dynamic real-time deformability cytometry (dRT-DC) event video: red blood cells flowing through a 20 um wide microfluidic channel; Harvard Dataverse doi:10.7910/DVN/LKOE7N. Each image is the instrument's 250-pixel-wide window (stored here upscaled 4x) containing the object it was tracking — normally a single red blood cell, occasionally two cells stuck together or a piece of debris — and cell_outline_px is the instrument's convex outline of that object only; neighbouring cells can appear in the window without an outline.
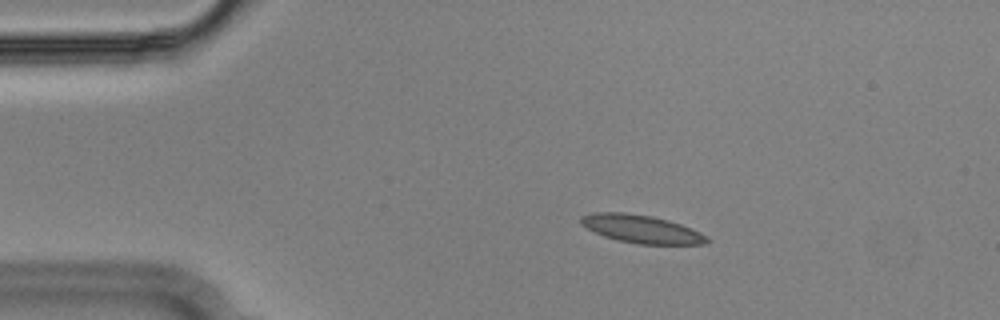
{"species": "Egyptian fruit bat (a non-hibernating species)", "species_latin": "Rousettus aegyptiacus", "temperature_condition": "cold", "stored_images_in_passage": 55, "camera_frame_rate_fps": 3000, "um_per_image_px": 0.085, "animal": {"sex": "male"}, "frame": {"image": 1, "passage_image": 10, "time_ms": 3.0, "image_size_px": [1000, 320], "cell_outline_px": [[712, 240], [708, 244], [636, 244], [616, 240], [604, 236], [580, 224], [580, 216], [592, 212], [624, 212], [652, 216], [668, 220], [692, 228], [708, 236]], "centroid_in_image_um": [54.55, 19.47], "position_along_channel_um": 30.5, "area_um2": 20.81}}
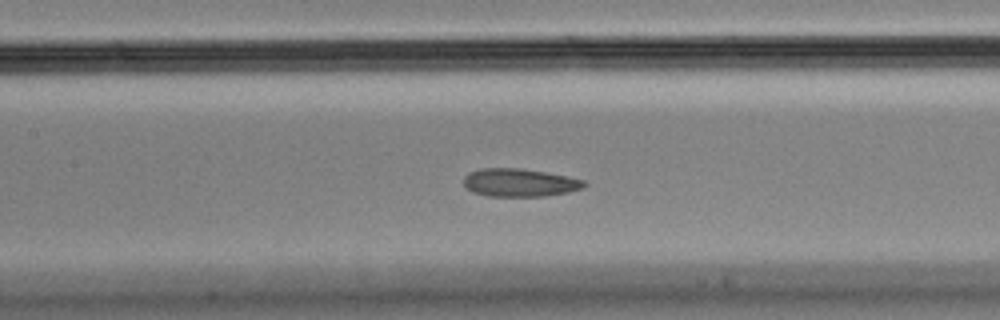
{"frame": {"image": 2, "passage_image": 25, "time_ms": 8.0, "image_size_px": [1000, 320], "cell_outline_px": [[588, 184], [584, 188], [568, 192], [544, 196], [488, 196], [472, 192], [464, 184], [464, 176], [468, 172], [480, 168], [520, 168], [568, 176], [584, 180]], "centroid_in_image_um": [44.17, 15.52], "position_along_channel_um": 163.2, "area_um2": 19.77}}
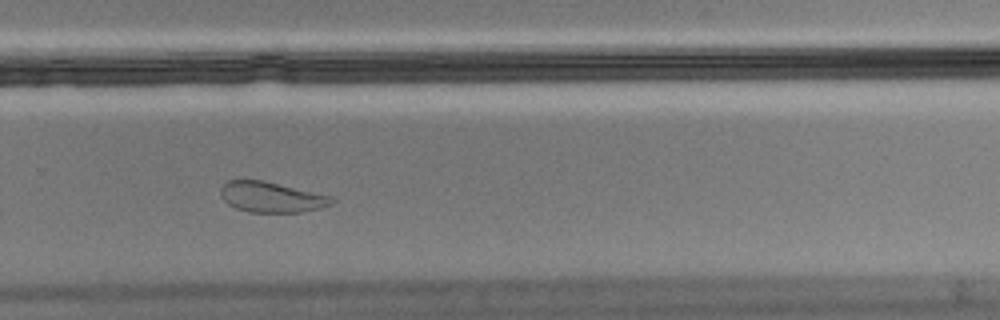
{"frame": {"image": 3, "passage_image": 37, "time_ms": 12.0, "image_size_px": [1000, 320], "cell_outline_px": [[336, 200], [332, 204], [320, 208], [300, 212], [248, 212], [236, 208], [228, 204], [224, 200], [220, 192], [220, 188], [228, 180], [264, 180], [332, 196]], "centroid_in_image_um": [23.08, 16.75], "position_along_channel_um": 306.7, "area_um2": 19.77}, "authors_computed_cell_mechanics": {"area_um2": 20.5768, "velocity_mm_per_s": 3.5995, "shape_relaxation_time_tau1_ms": null, "shape_relaxation_time_tau2_ms": 1.8226, "deformation_change_tau1": null, "deformation_change_tau2": 0.0682}}